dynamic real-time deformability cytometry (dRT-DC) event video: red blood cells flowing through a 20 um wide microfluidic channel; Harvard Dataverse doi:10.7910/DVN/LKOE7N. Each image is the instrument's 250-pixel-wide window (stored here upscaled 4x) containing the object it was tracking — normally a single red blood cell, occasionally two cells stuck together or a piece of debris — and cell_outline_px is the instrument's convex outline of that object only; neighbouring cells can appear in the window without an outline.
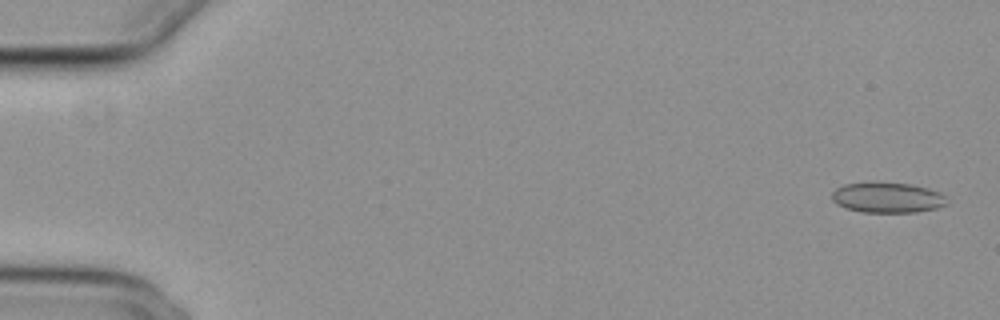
{"species": "common noctule bat (a hibernating species)", "species_latin": "Nyctalus noctula", "temperature_condition": "cold", "stored_images_in_passage": 53, "camera_frame_rate_fps": 3000, "um_per_image_px": 0.085, "animal": {"sex": "female", "body_mass_g": 29.2, "forearm_length_mm": 56.3}, "frame": {"image": 1, "passage_image": 2, "time_ms": 0.333, "image_size_px": [1000, 320], "cell_outline_px": [[948, 204], [936, 208], [916, 212], [860, 212], [844, 208], [836, 204], [832, 200], [832, 192], [836, 188], [844, 184], [912, 184], [928, 188], [940, 192], [944, 196]], "centroid_in_image_um": [75.43, 16.82], "position_along_channel_um": 9.6, "area_um2": 20.0}}
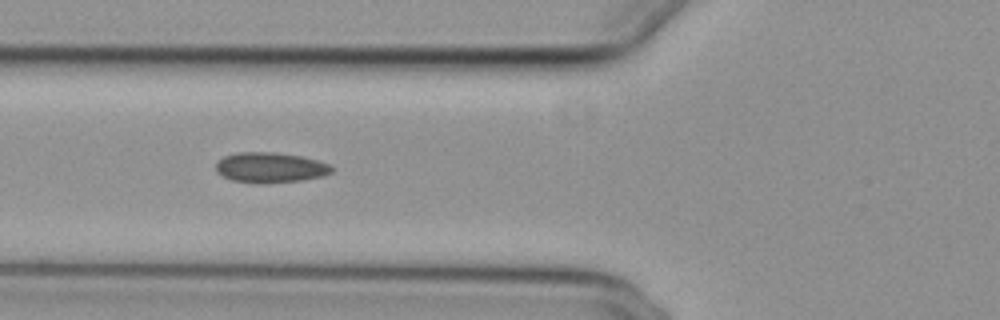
{"frame": {"image": 2, "passage_image": 21, "time_ms": 6.667, "image_size_px": [1000, 320], "cell_outline_px": [[332, 172], [324, 176], [304, 180], [264, 184], [256, 184], [232, 180], [216, 172], [216, 164], [224, 156], [236, 152], [276, 152], [300, 156], [316, 160], [328, 164], [332, 168]], "centroid_in_image_um": [22.96, 14.25], "position_along_channel_um": 102.8, "area_um2": 20.58}}
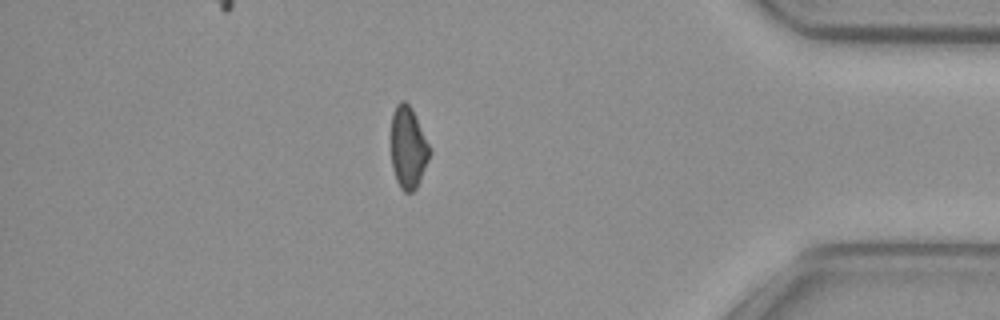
{"frame": {"image": 3, "passage_image": 47, "time_ms": 15.333, "image_size_px": [1000, 320], "cell_outline_px": [[432, 152], [420, 180], [416, 188], [412, 192], [404, 192], [400, 188], [396, 180], [392, 168], [392, 112], [396, 104], [400, 100], [404, 100], [412, 108], [432, 148]], "centroid_in_image_um": [34.72, 12.53], "position_along_channel_um": 400.5, "area_um2": 18.67}}